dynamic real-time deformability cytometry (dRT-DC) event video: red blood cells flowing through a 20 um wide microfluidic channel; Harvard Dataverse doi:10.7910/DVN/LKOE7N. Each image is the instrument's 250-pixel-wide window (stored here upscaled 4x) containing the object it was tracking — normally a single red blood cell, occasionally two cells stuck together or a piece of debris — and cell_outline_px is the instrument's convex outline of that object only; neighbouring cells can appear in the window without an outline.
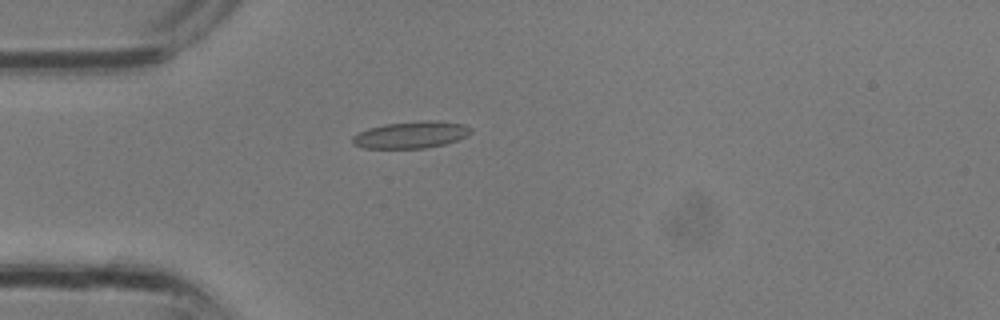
{"species": "common noctule bat (a hibernating species)", "species_latin": "Nyctalus noctula", "temperature_condition": "room temperature", "stored_images_in_passage": 3, "camera_frame_rate_fps": 3000, "um_per_image_px": 0.085, "animal": {"sex": "male", "body_mass_g": 13.3}, "frame": {"image": 1, "passage_image": 3, "time_ms": 0.667, "image_size_px": [1000, 320], "cell_outline_px": [[472, 132], [468, 136], [444, 144], [424, 148], [364, 148], [352, 144], [352, 136], [368, 128], [384, 124], [420, 120], [428, 120], [464, 124], [472, 128]], "centroid_in_image_um": [34.94, 11.45], "position_along_channel_um": 50.1, "area_um2": 18.55}}